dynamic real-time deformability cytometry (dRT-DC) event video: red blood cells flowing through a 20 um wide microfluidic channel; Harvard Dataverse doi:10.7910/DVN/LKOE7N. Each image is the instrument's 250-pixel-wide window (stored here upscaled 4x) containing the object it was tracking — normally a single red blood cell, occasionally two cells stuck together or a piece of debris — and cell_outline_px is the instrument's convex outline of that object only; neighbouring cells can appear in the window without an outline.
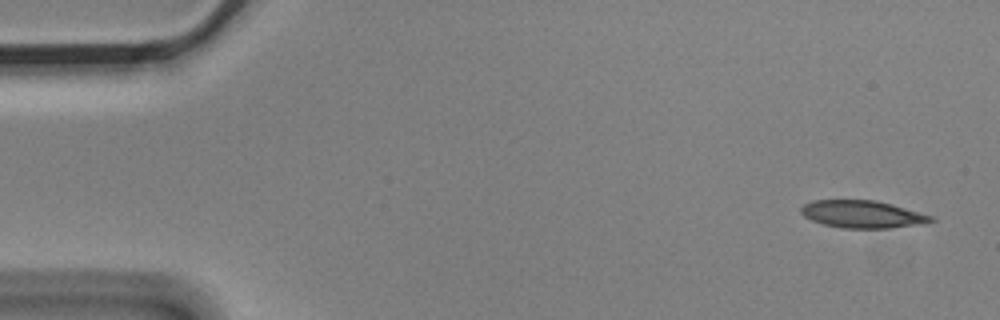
{"species": "Egyptian fruit bat (a non-hibernating species)", "species_latin": "Rousettus aegyptiacus", "temperature_condition": "cold", "stored_images_in_passage": 14, "camera_frame_rate_fps": 3000, "um_per_image_px": 0.085, "animal": {"sex": "male"}, "frame": {"image": 1, "passage_image": 1, "time_ms": 0.0, "image_size_px": [1000, 320], "cell_outline_px": [[936, 220], [920, 224], [888, 228], [840, 228], [824, 224], [812, 220], [804, 216], [800, 212], [800, 208], [804, 204], [812, 200], [876, 200], [892, 204], [932, 216]], "centroid_in_image_um": [73.27, 18.2], "position_along_channel_um": 11.7, "area_um2": 20.69}}
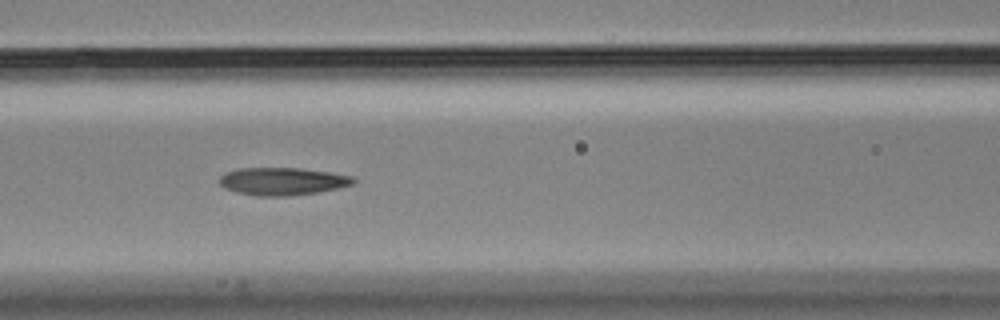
{"frame": {"image": 2, "passage_image": 6, "time_ms": 1.667, "image_size_px": [1000, 320], "cell_outline_px": [[356, 180], [352, 184], [336, 188], [316, 192], [288, 196], [260, 196], [236, 192], [224, 188], [220, 184], [220, 176], [224, 172], [236, 168], [300, 168], [328, 172], [352, 176]], "centroid_in_image_um": [23.95, 15.4], "position_along_channel_um": 142.7, "area_um2": 21.44}}
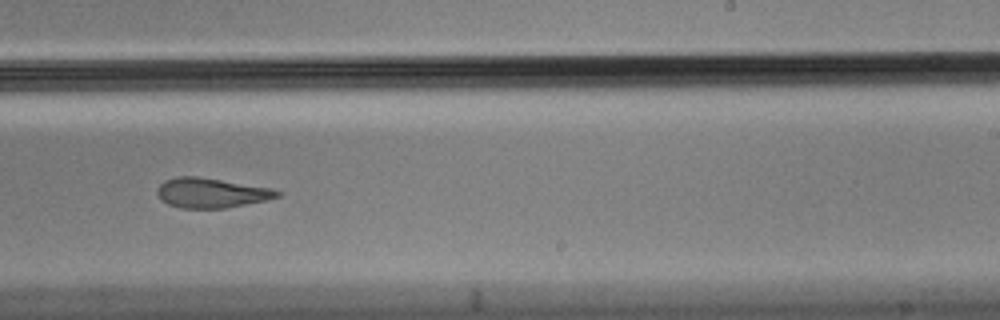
{"frame": {"image": 3, "passage_image": 9, "time_ms": 2.667, "image_size_px": [1000, 320], "cell_outline_px": [[284, 192], [280, 196], [268, 200], [224, 208], [180, 208], [168, 204], [160, 200], [156, 192], [156, 188], [164, 180], [176, 176], [196, 176], [272, 188]], "centroid_in_image_um": [17.95, 16.39], "position_along_channel_um": 271.1, "area_um2": 21.04}}